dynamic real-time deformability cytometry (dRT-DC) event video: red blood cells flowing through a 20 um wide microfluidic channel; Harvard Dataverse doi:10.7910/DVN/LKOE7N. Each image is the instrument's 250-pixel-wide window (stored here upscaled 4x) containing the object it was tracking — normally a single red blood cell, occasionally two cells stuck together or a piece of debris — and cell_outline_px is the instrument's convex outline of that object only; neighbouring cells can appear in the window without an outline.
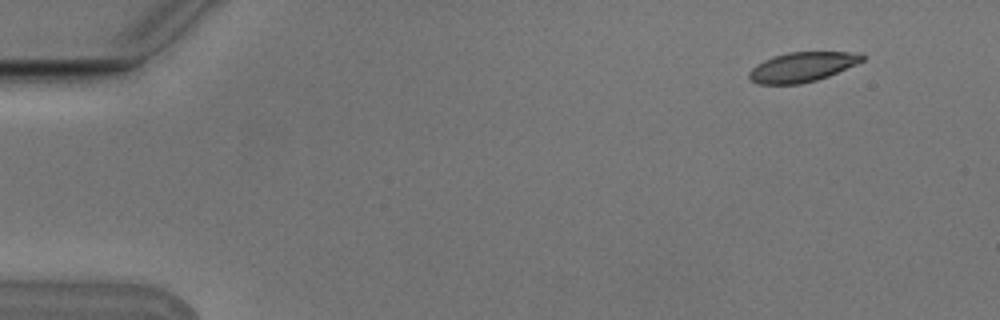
{"species": "Egyptian fruit bat (a non-hibernating species)", "species_latin": "Rousettus aegyptiacus", "temperature_condition": "cold", "stored_images_in_passage": 8, "camera_frame_rate_fps": 3000, "um_per_image_px": 0.085, "animal": {"sex": "male"}, "frame": {"image": 1, "passage_image": 2, "time_ms": 0.333, "image_size_px": [1000, 320], "cell_outline_px": [[864, 60], [856, 64], [828, 76], [816, 80], [800, 84], [760, 84], [752, 80], [748, 76], [748, 72], [756, 64], [764, 60], [788, 52], [864, 52]], "centroid_in_image_um": [68.2, 5.68], "position_along_channel_um": 16.8, "area_um2": 19.48}}
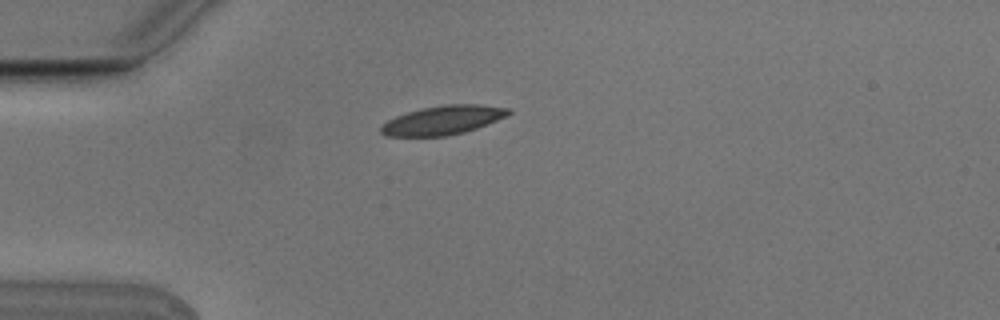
{"frame": {"image": 2, "passage_image": 5, "time_ms": 1.333, "image_size_px": [1000, 320], "cell_outline_px": [[512, 112], [508, 116], [476, 128], [464, 132], [444, 136], [384, 136], [380, 132], [380, 128], [388, 120], [396, 116], [408, 112], [424, 108], [444, 104], [480, 104], [512, 108]], "centroid_in_image_um": [37.69, 10.2], "position_along_channel_um": 47.3, "area_um2": 21.5}}
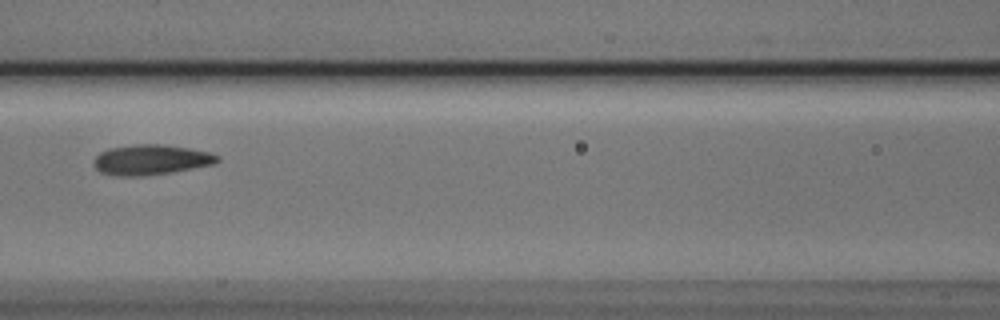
{"frame": {"image": 3, "passage_image": 8, "time_ms": 2.333, "image_size_px": [1000, 320], "cell_outline_px": [[220, 160], [216, 164], [172, 172], [140, 176], [120, 176], [100, 172], [92, 164], [92, 160], [100, 152], [108, 148], [136, 144], [160, 144], [188, 148], [208, 152], [220, 156]], "centroid_in_image_um": [12.82, 13.58], "position_along_channel_um": 153.8, "area_um2": 21.85}}